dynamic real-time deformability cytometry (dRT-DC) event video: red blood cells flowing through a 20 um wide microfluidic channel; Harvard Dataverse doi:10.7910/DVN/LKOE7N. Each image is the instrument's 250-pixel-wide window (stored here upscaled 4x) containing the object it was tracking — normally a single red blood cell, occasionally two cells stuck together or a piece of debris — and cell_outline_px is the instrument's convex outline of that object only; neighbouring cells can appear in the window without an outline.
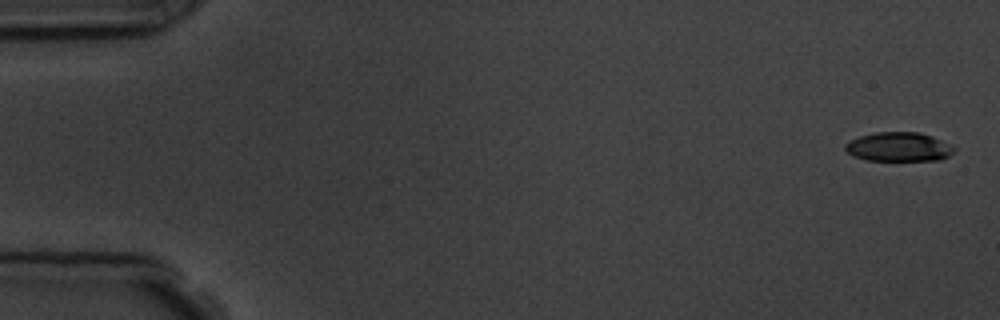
{"species": "common noctule bat (a hibernating species)", "species_latin": "Nyctalus noctula", "temperature_condition": "room temperature", "stored_images_in_passage": 5, "camera_frame_rate_fps": 3000, "um_per_image_px": 0.085, "animal": {"sex": "male", "body_mass_g": 19.5, "forearm_length_mm": 54.6}, "frame": {"image": 1, "passage_image": 1, "time_ms": 0.0, "image_size_px": [1000, 320], "cell_outline_px": [[956, 148], [948, 156], [940, 160], [864, 160], [852, 156], [844, 148], [844, 144], [848, 140], [860, 136], [876, 132], [920, 132], [932, 136]], "centroid_in_image_um": [76.34, 12.48], "position_along_channel_um": 8.7, "area_um2": 18.5}}
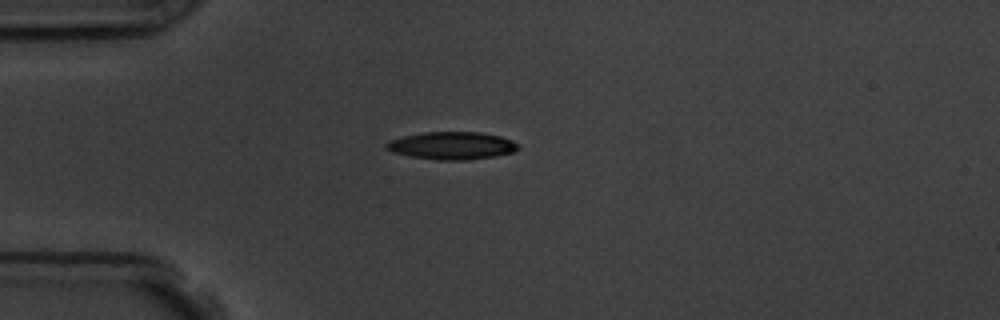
{"frame": {"image": 2, "passage_image": 5, "time_ms": 4.333, "image_size_px": [1000, 320], "cell_outline_px": [[520, 148], [512, 152], [496, 156], [464, 160], [436, 160], [408, 156], [392, 152], [384, 148], [384, 144], [388, 140], [404, 136], [424, 132], [480, 132], [500, 136], [512, 140], [520, 144]], "centroid_in_image_um": [38.39, 12.38], "position_along_channel_um": 46.6, "area_um2": 21.44}}